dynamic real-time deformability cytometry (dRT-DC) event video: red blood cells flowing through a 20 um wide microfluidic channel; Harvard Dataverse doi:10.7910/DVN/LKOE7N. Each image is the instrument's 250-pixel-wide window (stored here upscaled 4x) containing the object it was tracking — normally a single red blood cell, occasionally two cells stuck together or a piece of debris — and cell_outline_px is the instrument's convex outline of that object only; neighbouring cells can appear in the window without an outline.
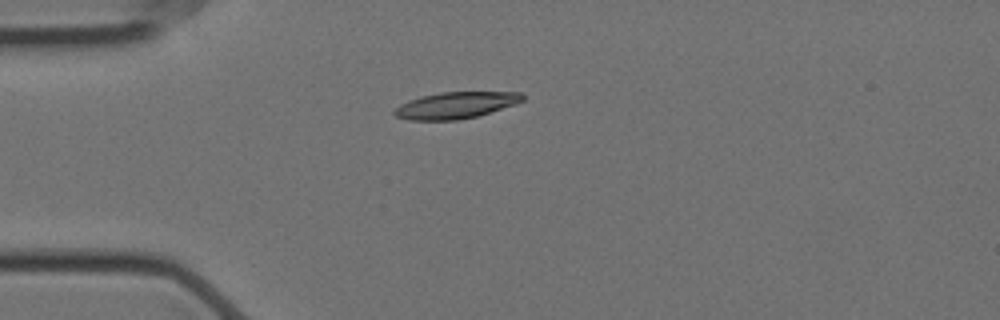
{"species": "Egyptian fruit bat (a non-hibernating species)", "species_latin": "Rousettus aegyptiacus", "temperature_condition": "cold", "stored_images_in_passage": 36, "camera_frame_rate_fps": 3000, "um_per_image_px": 0.085, "animal": {"sex": "female"}, "frame": {"image": 1, "passage_image": 1, "time_ms": 0.0, "image_size_px": [1000, 320], "cell_outline_px": [[524, 100], [516, 104], [476, 116], [456, 120], [408, 120], [396, 116], [392, 112], [400, 104], [408, 100], [420, 96], [440, 92], [520, 92], [524, 96]], "centroid_in_image_um": [38.71, 8.94], "position_along_channel_um": 46.3, "area_um2": 19.77}}
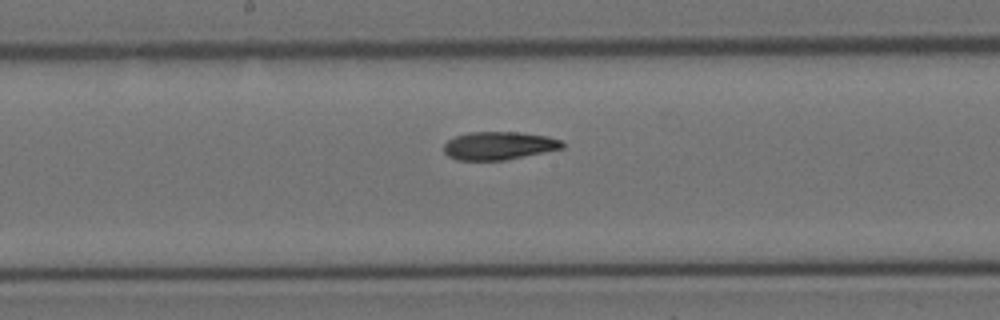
{"frame": {"image": 2, "passage_image": 16, "time_ms": 5.0, "image_size_px": [1000, 320], "cell_outline_px": [[564, 148], [504, 160], [456, 160], [448, 156], [444, 152], [444, 144], [448, 140], [456, 136], [468, 132], [520, 132], [548, 136], [560, 140], [564, 144]], "centroid_in_image_um": [42.39, 12.38], "position_along_channel_um": 205.8, "area_um2": 19.36}}
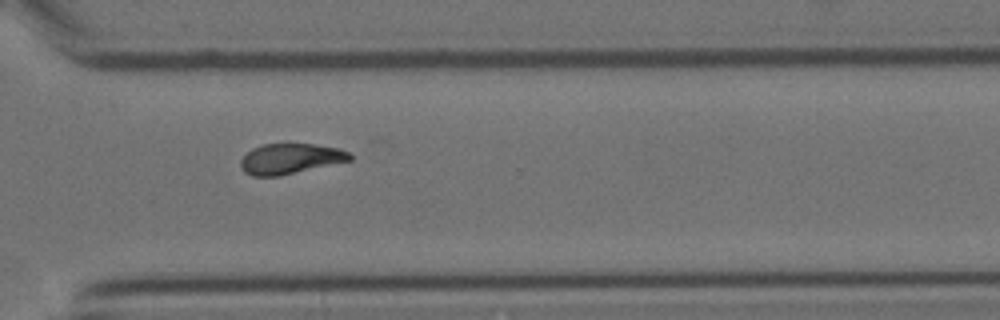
{"frame": {"image": 3, "passage_image": 28, "time_ms": 9.0, "image_size_px": [1000, 320], "cell_outline_px": [[352, 160], [280, 176], [252, 176], [244, 172], [240, 164], [240, 160], [252, 148], [264, 144], [312, 144], [336, 148], [348, 152], [352, 156]], "centroid_in_image_um": [24.65, 13.5], "position_along_channel_um": 345.9, "area_um2": 19.19}, "authors_computed_cell_mechanics": {"area_um2": 19.5653, "velocity_mm_per_s": 3.5209, "shape_relaxation_time_tau1_ms": null, "shape_relaxation_time_tau2_ms": 5.1706, "deformation_change_tau1": null, "deformation_change_tau2": 0.1175}}